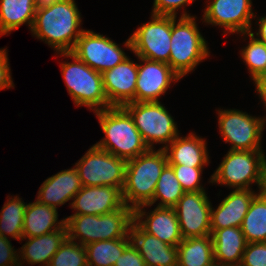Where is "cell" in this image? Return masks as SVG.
Returning a JSON list of instances; mask_svg holds the SVG:
<instances>
[{
	"mask_svg": "<svg viewBox=\"0 0 266 266\" xmlns=\"http://www.w3.org/2000/svg\"><path fill=\"white\" fill-rule=\"evenodd\" d=\"M18 255L9 239L0 235V266H22Z\"/></svg>",
	"mask_w": 266,
	"mask_h": 266,
	"instance_id": "37",
	"label": "cell"
},
{
	"mask_svg": "<svg viewBox=\"0 0 266 266\" xmlns=\"http://www.w3.org/2000/svg\"><path fill=\"white\" fill-rule=\"evenodd\" d=\"M129 235L146 266H177V246L167 244L145 232L134 220Z\"/></svg>",
	"mask_w": 266,
	"mask_h": 266,
	"instance_id": "19",
	"label": "cell"
},
{
	"mask_svg": "<svg viewBox=\"0 0 266 266\" xmlns=\"http://www.w3.org/2000/svg\"><path fill=\"white\" fill-rule=\"evenodd\" d=\"M194 0H154L152 13L155 15L176 16V10L190 5Z\"/></svg>",
	"mask_w": 266,
	"mask_h": 266,
	"instance_id": "36",
	"label": "cell"
},
{
	"mask_svg": "<svg viewBox=\"0 0 266 266\" xmlns=\"http://www.w3.org/2000/svg\"><path fill=\"white\" fill-rule=\"evenodd\" d=\"M82 20L74 0H63L36 11L31 31L58 52H72L81 36Z\"/></svg>",
	"mask_w": 266,
	"mask_h": 266,
	"instance_id": "1",
	"label": "cell"
},
{
	"mask_svg": "<svg viewBox=\"0 0 266 266\" xmlns=\"http://www.w3.org/2000/svg\"><path fill=\"white\" fill-rule=\"evenodd\" d=\"M105 138L95 145L119 158L130 160L149 150L130 113L123 106L95 112Z\"/></svg>",
	"mask_w": 266,
	"mask_h": 266,
	"instance_id": "2",
	"label": "cell"
},
{
	"mask_svg": "<svg viewBox=\"0 0 266 266\" xmlns=\"http://www.w3.org/2000/svg\"><path fill=\"white\" fill-rule=\"evenodd\" d=\"M255 84H256V91L257 93L259 92V95L263 101V104H265V108H266V73L262 74L260 76H258L255 80H254Z\"/></svg>",
	"mask_w": 266,
	"mask_h": 266,
	"instance_id": "40",
	"label": "cell"
},
{
	"mask_svg": "<svg viewBox=\"0 0 266 266\" xmlns=\"http://www.w3.org/2000/svg\"><path fill=\"white\" fill-rule=\"evenodd\" d=\"M127 160L95 144L75 164L82 186H113L123 189Z\"/></svg>",
	"mask_w": 266,
	"mask_h": 266,
	"instance_id": "9",
	"label": "cell"
},
{
	"mask_svg": "<svg viewBox=\"0 0 266 266\" xmlns=\"http://www.w3.org/2000/svg\"><path fill=\"white\" fill-rule=\"evenodd\" d=\"M125 42V47L138 58L164 62L169 65L171 46V16L152 14Z\"/></svg>",
	"mask_w": 266,
	"mask_h": 266,
	"instance_id": "10",
	"label": "cell"
},
{
	"mask_svg": "<svg viewBox=\"0 0 266 266\" xmlns=\"http://www.w3.org/2000/svg\"><path fill=\"white\" fill-rule=\"evenodd\" d=\"M134 220L131 206L102 215H71L65 218L67 238L88 245L97 241L130 238L129 230Z\"/></svg>",
	"mask_w": 266,
	"mask_h": 266,
	"instance_id": "3",
	"label": "cell"
},
{
	"mask_svg": "<svg viewBox=\"0 0 266 266\" xmlns=\"http://www.w3.org/2000/svg\"><path fill=\"white\" fill-rule=\"evenodd\" d=\"M258 30L259 31L256 33L258 38H256V39H258L259 41H262L266 44V16L259 19V29Z\"/></svg>",
	"mask_w": 266,
	"mask_h": 266,
	"instance_id": "42",
	"label": "cell"
},
{
	"mask_svg": "<svg viewBox=\"0 0 266 266\" xmlns=\"http://www.w3.org/2000/svg\"><path fill=\"white\" fill-rule=\"evenodd\" d=\"M184 193L173 167L167 164L159 177L153 199L143 206H152L160 198L161 202L158 207L173 208Z\"/></svg>",
	"mask_w": 266,
	"mask_h": 266,
	"instance_id": "30",
	"label": "cell"
},
{
	"mask_svg": "<svg viewBox=\"0 0 266 266\" xmlns=\"http://www.w3.org/2000/svg\"><path fill=\"white\" fill-rule=\"evenodd\" d=\"M9 198L0 213V235L7 238L10 235L21 241L23 233L24 214L27 204L21 198Z\"/></svg>",
	"mask_w": 266,
	"mask_h": 266,
	"instance_id": "31",
	"label": "cell"
},
{
	"mask_svg": "<svg viewBox=\"0 0 266 266\" xmlns=\"http://www.w3.org/2000/svg\"><path fill=\"white\" fill-rule=\"evenodd\" d=\"M130 243L131 238H118L85 245L88 266H114Z\"/></svg>",
	"mask_w": 266,
	"mask_h": 266,
	"instance_id": "29",
	"label": "cell"
},
{
	"mask_svg": "<svg viewBox=\"0 0 266 266\" xmlns=\"http://www.w3.org/2000/svg\"><path fill=\"white\" fill-rule=\"evenodd\" d=\"M220 134L231 145L230 150H262L261 138L265 118H256L238 110H218Z\"/></svg>",
	"mask_w": 266,
	"mask_h": 266,
	"instance_id": "11",
	"label": "cell"
},
{
	"mask_svg": "<svg viewBox=\"0 0 266 266\" xmlns=\"http://www.w3.org/2000/svg\"><path fill=\"white\" fill-rule=\"evenodd\" d=\"M177 266H211L215 264L211 235L183 239L177 246Z\"/></svg>",
	"mask_w": 266,
	"mask_h": 266,
	"instance_id": "26",
	"label": "cell"
},
{
	"mask_svg": "<svg viewBox=\"0 0 266 266\" xmlns=\"http://www.w3.org/2000/svg\"><path fill=\"white\" fill-rule=\"evenodd\" d=\"M81 188L82 184L76 168L62 170L43 182L36 200L47 206L58 208L56 206L73 200Z\"/></svg>",
	"mask_w": 266,
	"mask_h": 266,
	"instance_id": "21",
	"label": "cell"
},
{
	"mask_svg": "<svg viewBox=\"0 0 266 266\" xmlns=\"http://www.w3.org/2000/svg\"><path fill=\"white\" fill-rule=\"evenodd\" d=\"M178 23L171 16V46L169 65L182 78L209 56L207 43L195 22V17L183 11Z\"/></svg>",
	"mask_w": 266,
	"mask_h": 266,
	"instance_id": "5",
	"label": "cell"
},
{
	"mask_svg": "<svg viewBox=\"0 0 266 266\" xmlns=\"http://www.w3.org/2000/svg\"><path fill=\"white\" fill-rule=\"evenodd\" d=\"M67 238V228L64 225L61 229L52 233L40 235L37 237H29L22 247L19 257L26 260L28 264H44L48 266L51 258L59 250L60 245Z\"/></svg>",
	"mask_w": 266,
	"mask_h": 266,
	"instance_id": "25",
	"label": "cell"
},
{
	"mask_svg": "<svg viewBox=\"0 0 266 266\" xmlns=\"http://www.w3.org/2000/svg\"><path fill=\"white\" fill-rule=\"evenodd\" d=\"M251 0H213L204 9V22L224 27L230 33L245 35L251 31Z\"/></svg>",
	"mask_w": 266,
	"mask_h": 266,
	"instance_id": "14",
	"label": "cell"
},
{
	"mask_svg": "<svg viewBox=\"0 0 266 266\" xmlns=\"http://www.w3.org/2000/svg\"><path fill=\"white\" fill-rule=\"evenodd\" d=\"M132 116L143 140L153 149L154 143L165 144L179 135L174 119L159 102H130L123 106Z\"/></svg>",
	"mask_w": 266,
	"mask_h": 266,
	"instance_id": "8",
	"label": "cell"
},
{
	"mask_svg": "<svg viewBox=\"0 0 266 266\" xmlns=\"http://www.w3.org/2000/svg\"><path fill=\"white\" fill-rule=\"evenodd\" d=\"M137 75L138 64L128 57L102 73L104 90L111 106H124L135 102Z\"/></svg>",
	"mask_w": 266,
	"mask_h": 266,
	"instance_id": "17",
	"label": "cell"
},
{
	"mask_svg": "<svg viewBox=\"0 0 266 266\" xmlns=\"http://www.w3.org/2000/svg\"><path fill=\"white\" fill-rule=\"evenodd\" d=\"M211 238L216 264L231 266L241 263L247 241L240 227L211 230Z\"/></svg>",
	"mask_w": 266,
	"mask_h": 266,
	"instance_id": "23",
	"label": "cell"
},
{
	"mask_svg": "<svg viewBox=\"0 0 266 266\" xmlns=\"http://www.w3.org/2000/svg\"><path fill=\"white\" fill-rule=\"evenodd\" d=\"M168 164L163 148L149 149L136 158L127 160L125 183L122 195L125 205L136 207L148 204L164 167ZM132 203V204H129Z\"/></svg>",
	"mask_w": 266,
	"mask_h": 266,
	"instance_id": "4",
	"label": "cell"
},
{
	"mask_svg": "<svg viewBox=\"0 0 266 266\" xmlns=\"http://www.w3.org/2000/svg\"><path fill=\"white\" fill-rule=\"evenodd\" d=\"M73 215H102L122 208V190L113 186H82L73 198Z\"/></svg>",
	"mask_w": 266,
	"mask_h": 266,
	"instance_id": "16",
	"label": "cell"
},
{
	"mask_svg": "<svg viewBox=\"0 0 266 266\" xmlns=\"http://www.w3.org/2000/svg\"><path fill=\"white\" fill-rule=\"evenodd\" d=\"M203 138L190 133L187 137L179 135L164 148L169 165H185L203 168L209 163V155ZM170 151V152H169Z\"/></svg>",
	"mask_w": 266,
	"mask_h": 266,
	"instance_id": "22",
	"label": "cell"
},
{
	"mask_svg": "<svg viewBox=\"0 0 266 266\" xmlns=\"http://www.w3.org/2000/svg\"><path fill=\"white\" fill-rule=\"evenodd\" d=\"M59 1H63V0H34L35 11L47 9Z\"/></svg>",
	"mask_w": 266,
	"mask_h": 266,
	"instance_id": "41",
	"label": "cell"
},
{
	"mask_svg": "<svg viewBox=\"0 0 266 266\" xmlns=\"http://www.w3.org/2000/svg\"><path fill=\"white\" fill-rule=\"evenodd\" d=\"M73 62L61 63L62 76L76 106H87L94 112L112 107L104 90L102 73L90 68L72 52H60Z\"/></svg>",
	"mask_w": 266,
	"mask_h": 266,
	"instance_id": "7",
	"label": "cell"
},
{
	"mask_svg": "<svg viewBox=\"0 0 266 266\" xmlns=\"http://www.w3.org/2000/svg\"><path fill=\"white\" fill-rule=\"evenodd\" d=\"M263 150H229L210 182L227 185L233 189H251L258 184L259 192L266 190V157Z\"/></svg>",
	"mask_w": 266,
	"mask_h": 266,
	"instance_id": "6",
	"label": "cell"
},
{
	"mask_svg": "<svg viewBox=\"0 0 266 266\" xmlns=\"http://www.w3.org/2000/svg\"><path fill=\"white\" fill-rule=\"evenodd\" d=\"M250 41L241 51V57L248 66V70L254 81L258 76L266 73V44L259 41L252 31L246 33Z\"/></svg>",
	"mask_w": 266,
	"mask_h": 266,
	"instance_id": "32",
	"label": "cell"
},
{
	"mask_svg": "<svg viewBox=\"0 0 266 266\" xmlns=\"http://www.w3.org/2000/svg\"><path fill=\"white\" fill-rule=\"evenodd\" d=\"M57 208L35 201L26 206L22 239L52 233L65 225V219L57 221ZM58 222V223H57Z\"/></svg>",
	"mask_w": 266,
	"mask_h": 266,
	"instance_id": "24",
	"label": "cell"
},
{
	"mask_svg": "<svg viewBox=\"0 0 266 266\" xmlns=\"http://www.w3.org/2000/svg\"><path fill=\"white\" fill-rule=\"evenodd\" d=\"M240 228L247 243L266 242V190L253 198Z\"/></svg>",
	"mask_w": 266,
	"mask_h": 266,
	"instance_id": "28",
	"label": "cell"
},
{
	"mask_svg": "<svg viewBox=\"0 0 266 266\" xmlns=\"http://www.w3.org/2000/svg\"><path fill=\"white\" fill-rule=\"evenodd\" d=\"M141 205L134 209V221L147 233L172 246L183 240L176 212L173 208L156 207L146 214ZM146 217L144 221L143 218Z\"/></svg>",
	"mask_w": 266,
	"mask_h": 266,
	"instance_id": "18",
	"label": "cell"
},
{
	"mask_svg": "<svg viewBox=\"0 0 266 266\" xmlns=\"http://www.w3.org/2000/svg\"><path fill=\"white\" fill-rule=\"evenodd\" d=\"M34 0H0V36L28 23L31 30L35 17Z\"/></svg>",
	"mask_w": 266,
	"mask_h": 266,
	"instance_id": "27",
	"label": "cell"
},
{
	"mask_svg": "<svg viewBox=\"0 0 266 266\" xmlns=\"http://www.w3.org/2000/svg\"><path fill=\"white\" fill-rule=\"evenodd\" d=\"M114 266H146V264L136 247L130 243L117 258Z\"/></svg>",
	"mask_w": 266,
	"mask_h": 266,
	"instance_id": "38",
	"label": "cell"
},
{
	"mask_svg": "<svg viewBox=\"0 0 266 266\" xmlns=\"http://www.w3.org/2000/svg\"><path fill=\"white\" fill-rule=\"evenodd\" d=\"M138 75L135 90V102H159L160 96L166 93L172 81L180 77L164 62L139 58Z\"/></svg>",
	"mask_w": 266,
	"mask_h": 266,
	"instance_id": "15",
	"label": "cell"
},
{
	"mask_svg": "<svg viewBox=\"0 0 266 266\" xmlns=\"http://www.w3.org/2000/svg\"><path fill=\"white\" fill-rule=\"evenodd\" d=\"M173 209L183 239L211 235V202L205 191L185 192Z\"/></svg>",
	"mask_w": 266,
	"mask_h": 266,
	"instance_id": "13",
	"label": "cell"
},
{
	"mask_svg": "<svg viewBox=\"0 0 266 266\" xmlns=\"http://www.w3.org/2000/svg\"><path fill=\"white\" fill-rule=\"evenodd\" d=\"M231 266H243L241 263L239 264H235V265H231Z\"/></svg>",
	"mask_w": 266,
	"mask_h": 266,
	"instance_id": "43",
	"label": "cell"
},
{
	"mask_svg": "<svg viewBox=\"0 0 266 266\" xmlns=\"http://www.w3.org/2000/svg\"><path fill=\"white\" fill-rule=\"evenodd\" d=\"M176 178L185 192L205 191L200 185L203 168H193L185 165H171Z\"/></svg>",
	"mask_w": 266,
	"mask_h": 266,
	"instance_id": "34",
	"label": "cell"
},
{
	"mask_svg": "<svg viewBox=\"0 0 266 266\" xmlns=\"http://www.w3.org/2000/svg\"><path fill=\"white\" fill-rule=\"evenodd\" d=\"M72 53L99 73L114 68L127 58L118 44L91 30L82 32Z\"/></svg>",
	"mask_w": 266,
	"mask_h": 266,
	"instance_id": "12",
	"label": "cell"
},
{
	"mask_svg": "<svg viewBox=\"0 0 266 266\" xmlns=\"http://www.w3.org/2000/svg\"><path fill=\"white\" fill-rule=\"evenodd\" d=\"M6 49H0V90L14 88Z\"/></svg>",
	"mask_w": 266,
	"mask_h": 266,
	"instance_id": "39",
	"label": "cell"
},
{
	"mask_svg": "<svg viewBox=\"0 0 266 266\" xmlns=\"http://www.w3.org/2000/svg\"><path fill=\"white\" fill-rule=\"evenodd\" d=\"M241 264L243 266H266V242L247 243Z\"/></svg>",
	"mask_w": 266,
	"mask_h": 266,
	"instance_id": "35",
	"label": "cell"
},
{
	"mask_svg": "<svg viewBox=\"0 0 266 266\" xmlns=\"http://www.w3.org/2000/svg\"><path fill=\"white\" fill-rule=\"evenodd\" d=\"M48 266H88L85 246L66 238Z\"/></svg>",
	"mask_w": 266,
	"mask_h": 266,
	"instance_id": "33",
	"label": "cell"
},
{
	"mask_svg": "<svg viewBox=\"0 0 266 266\" xmlns=\"http://www.w3.org/2000/svg\"><path fill=\"white\" fill-rule=\"evenodd\" d=\"M252 189H235L221 201L216 210L211 206V230L241 227L253 198Z\"/></svg>",
	"mask_w": 266,
	"mask_h": 266,
	"instance_id": "20",
	"label": "cell"
}]
</instances>
